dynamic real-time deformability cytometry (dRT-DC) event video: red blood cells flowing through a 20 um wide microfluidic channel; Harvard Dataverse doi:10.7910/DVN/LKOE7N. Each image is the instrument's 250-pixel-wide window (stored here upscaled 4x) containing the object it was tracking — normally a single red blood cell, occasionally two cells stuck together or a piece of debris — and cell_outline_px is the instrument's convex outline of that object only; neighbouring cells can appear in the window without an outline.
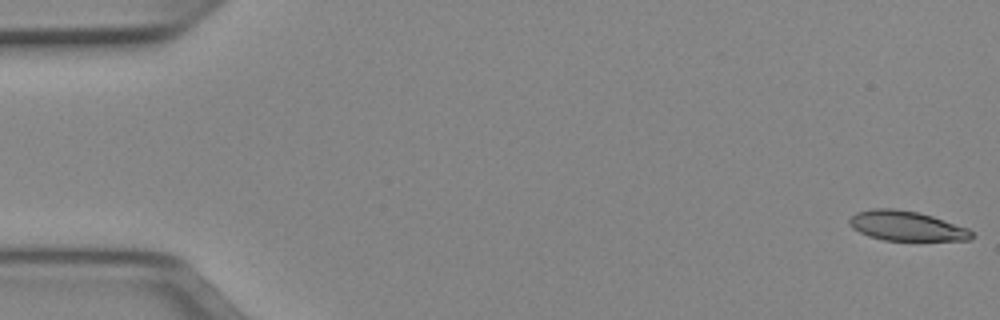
{"species": "Egyptian fruit bat (a non-hibernating species)", "species_latin": "Rousettus aegyptiacus", "temperature_condition": "cold", "stored_images_in_passage": 51, "camera_frame_rate_fps": 3000, "um_per_image_px": 0.085, "animal": {"sex": "female"}, "frame": {"image": 1, "passage_image": 1, "time_ms": 0.0, "image_size_px": [1000, 320], "cell_outline_px": [[976, 236], [968, 240], [884, 240], [868, 236], [852, 228], [848, 224], [848, 220], [856, 212], [872, 208], [892, 208], [916, 212], [932, 216], [968, 228]], "centroid_in_image_um": [77.03, 19.2], "position_along_channel_um": 8.0, "area_um2": 21.15}}
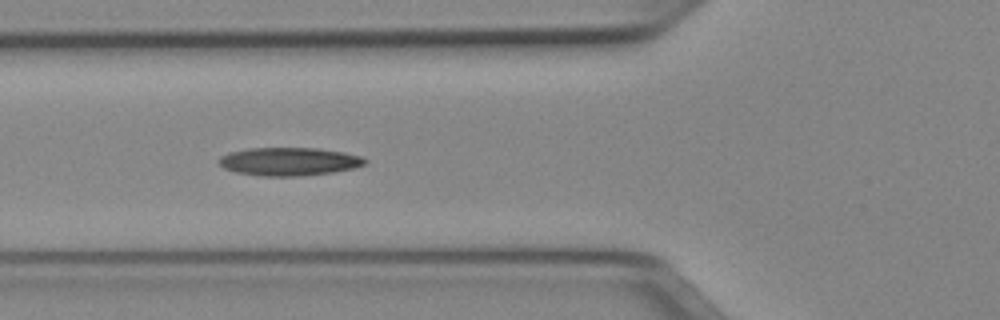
{"frame": {"image": 2, "passage_image": 19, "time_ms": 6.0, "image_size_px": [1000, 320], "cell_outline_px": [[368, 160], [364, 164], [352, 168], [332, 172], [300, 176], [260, 176], [236, 172], [224, 168], [216, 160], [220, 156], [228, 152], [248, 148], [316, 148], [344, 152], [360, 156]], "centroid_in_image_um": [24.52, 13.72], "position_along_channel_um": 101.3, "area_um2": 23.99}}
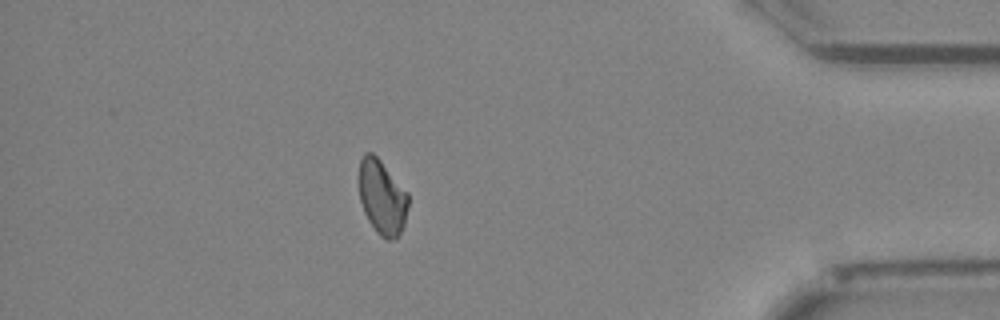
{"frame": {"image": 3, "passage_image": 45, "time_ms": 14.667, "image_size_px": [1000, 320], "cell_outline_px": [[408, 208], [404, 224], [396, 240], [384, 240], [376, 232], [368, 220], [364, 212], [360, 200], [360, 160], [364, 152], [372, 152], [380, 160], [408, 192]], "centroid_in_image_um": [32.49, 16.79], "position_along_channel_um": 402.7, "area_um2": 21.44}, "authors_computed_cell_mechanics": {"area_um2": 22.3686, "velocity_mm_per_s": 3.9531, "shape_relaxation_time_tau1_ms": 8.0162, "shape_relaxation_time_tau2_ms": null, "deformation_change_tau1": 0.1659, "deformation_change_tau2": null}}